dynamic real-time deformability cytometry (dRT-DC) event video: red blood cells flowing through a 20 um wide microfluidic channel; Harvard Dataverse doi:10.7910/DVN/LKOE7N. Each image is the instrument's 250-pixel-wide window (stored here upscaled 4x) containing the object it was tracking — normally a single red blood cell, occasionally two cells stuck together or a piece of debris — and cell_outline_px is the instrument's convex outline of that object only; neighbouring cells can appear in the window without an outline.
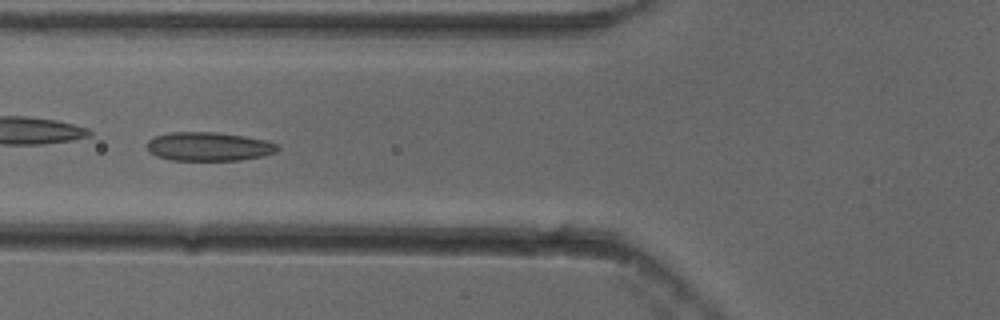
{"species": "common noctule bat (a hibernating species)", "species_latin": "Nyctalus noctula", "temperature_condition": "cold", "stored_images_in_passage": 53, "camera_frame_rate_fps": 3000, "um_per_image_px": 0.085, "animal": {"sex": "female"}, "frame": {"image": 1, "passage_image": 22, "time_ms": 7.0, "image_size_px": [1000, 320], "cell_outline_px": [[280, 148], [276, 152], [264, 156], [240, 160], [172, 160], [156, 156], [148, 152], [148, 140], [156, 136], [172, 132], [212, 132], [244, 136], [264, 140], [276, 144]], "centroid_in_image_um": [17.74, 12.46], "position_along_channel_um": 108.1, "area_um2": 21.79}}
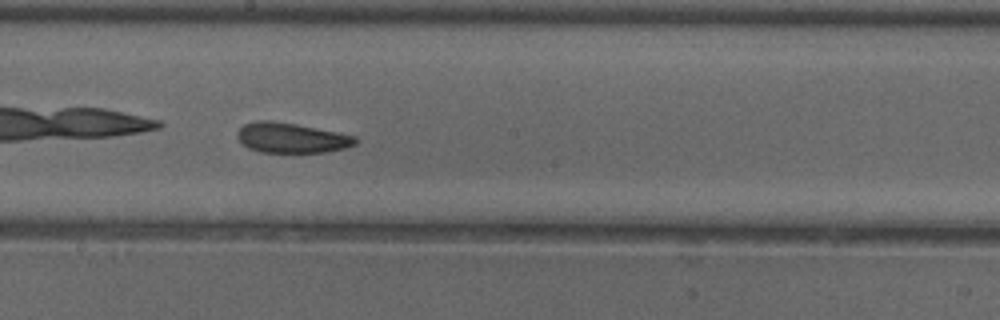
{"frame": {"image": 2, "passage_image": 31, "time_ms": 10.0, "image_size_px": [1000, 320], "cell_outline_px": [[356, 144], [344, 148], [328, 152], [260, 152], [248, 148], [236, 136], [236, 132], [244, 124], [256, 120], [268, 120], [296, 124], [356, 136]], "centroid_in_image_um": [24.74, 11.71], "position_along_channel_um": 223.5, "area_um2": 20.58}}
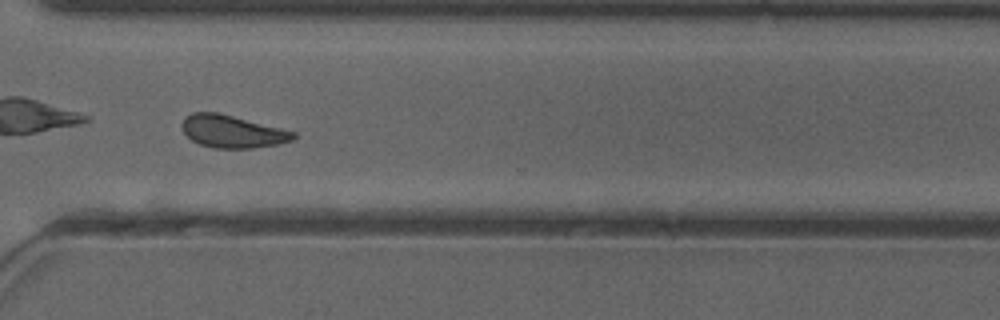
{"frame": {"image": 3, "passage_image": 41, "time_ms": 13.333, "image_size_px": [1000, 320], "cell_outline_px": [[296, 136], [292, 140], [280, 144], [252, 148], [212, 148], [200, 144], [192, 140], [184, 132], [180, 124], [184, 116], [192, 112], [216, 112], [296, 132]], "centroid_in_image_um": [19.71, 11.18], "position_along_channel_um": 350.9, "area_um2": 21.04}, "authors_computed_cell_mechanics": {"area_um2": 21.7906, "velocity_mm_per_s": 3.8395, "shape_relaxation_time_tau1_ms": 10.5994, "shape_relaxation_time_tau2_ms": 2.927, "deformation_change_tau1": 0.1664, "deformation_change_tau2": 0.0832}}